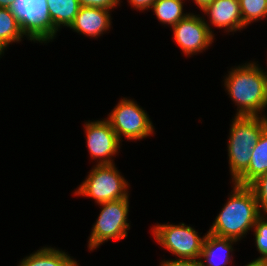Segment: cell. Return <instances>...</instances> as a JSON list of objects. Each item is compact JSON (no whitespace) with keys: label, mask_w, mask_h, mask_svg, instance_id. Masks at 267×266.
<instances>
[{"label":"cell","mask_w":267,"mask_h":266,"mask_svg":"<svg viewBox=\"0 0 267 266\" xmlns=\"http://www.w3.org/2000/svg\"><path fill=\"white\" fill-rule=\"evenodd\" d=\"M200 10L209 5L213 0H193Z\"/></svg>","instance_id":"d4e9b609"},{"label":"cell","mask_w":267,"mask_h":266,"mask_svg":"<svg viewBox=\"0 0 267 266\" xmlns=\"http://www.w3.org/2000/svg\"><path fill=\"white\" fill-rule=\"evenodd\" d=\"M67 253L51 246H45L25 256L17 266H71L75 259Z\"/></svg>","instance_id":"9a60e30c"},{"label":"cell","mask_w":267,"mask_h":266,"mask_svg":"<svg viewBox=\"0 0 267 266\" xmlns=\"http://www.w3.org/2000/svg\"><path fill=\"white\" fill-rule=\"evenodd\" d=\"M14 0H0V8H11Z\"/></svg>","instance_id":"484cf974"},{"label":"cell","mask_w":267,"mask_h":266,"mask_svg":"<svg viewBox=\"0 0 267 266\" xmlns=\"http://www.w3.org/2000/svg\"><path fill=\"white\" fill-rule=\"evenodd\" d=\"M71 266H80L77 261H75Z\"/></svg>","instance_id":"f1b7e54d"},{"label":"cell","mask_w":267,"mask_h":266,"mask_svg":"<svg viewBox=\"0 0 267 266\" xmlns=\"http://www.w3.org/2000/svg\"><path fill=\"white\" fill-rule=\"evenodd\" d=\"M253 191L261 213L267 214V172L248 185Z\"/></svg>","instance_id":"44dd1931"},{"label":"cell","mask_w":267,"mask_h":266,"mask_svg":"<svg viewBox=\"0 0 267 266\" xmlns=\"http://www.w3.org/2000/svg\"><path fill=\"white\" fill-rule=\"evenodd\" d=\"M267 214L262 213L253 226L255 246L260 256L254 261H267Z\"/></svg>","instance_id":"ffe728a7"},{"label":"cell","mask_w":267,"mask_h":266,"mask_svg":"<svg viewBox=\"0 0 267 266\" xmlns=\"http://www.w3.org/2000/svg\"><path fill=\"white\" fill-rule=\"evenodd\" d=\"M134 99L121 98L114 109L105 118L117 134L129 140H142L155 133L154 125L145 112Z\"/></svg>","instance_id":"52a82bcc"},{"label":"cell","mask_w":267,"mask_h":266,"mask_svg":"<svg viewBox=\"0 0 267 266\" xmlns=\"http://www.w3.org/2000/svg\"><path fill=\"white\" fill-rule=\"evenodd\" d=\"M267 172V128L251 152L247 170L234 182L238 185H249Z\"/></svg>","instance_id":"5bb4252c"},{"label":"cell","mask_w":267,"mask_h":266,"mask_svg":"<svg viewBox=\"0 0 267 266\" xmlns=\"http://www.w3.org/2000/svg\"><path fill=\"white\" fill-rule=\"evenodd\" d=\"M244 266H267V261H254L247 263Z\"/></svg>","instance_id":"4316f807"},{"label":"cell","mask_w":267,"mask_h":266,"mask_svg":"<svg viewBox=\"0 0 267 266\" xmlns=\"http://www.w3.org/2000/svg\"><path fill=\"white\" fill-rule=\"evenodd\" d=\"M86 144L90 157L97 164H113V157L121 148V141L106 119L87 121L84 124ZM98 159V160H97Z\"/></svg>","instance_id":"30bf717a"},{"label":"cell","mask_w":267,"mask_h":266,"mask_svg":"<svg viewBox=\"0 0 267 266\" xmlns=\"http://www.w3.org/2000/svg\"><path fill=\"white\" fill-rule=\"evenodd\" d=\"M128 181L113 164H96L75 190L77 196L93 198L98 204L129 198Z\"/></svg>","instance_id":"277c9868"},{"label":"cell","mask_w":267,"mask_h":266,"mask_svg":"<svg viewBox=\"0 0 267 266\" xmlns=\"http://www.w3.org/2000/svg\"><path fill=\"white\" fill-rule=\"evenodd\" d=\"M22 33L16 17L9 8H0V47L7 50L12 43L21 42Z\"/></svg>","instance_id":"ac0fdd59"},{"label":"cell","mask_w":267,"mask_h":266,"mask_svg":"<svg viewBox=\"0 0 267 266\" xmlns=\"http://www.w3.org/2000/svg\"><path fill=\"white\" fill-rule=\"evenodd\" d=\"M226 75L224 86L237 106L235 116H265L262 112L267 107V70L250 61L232 67Z\"/></svg>","instance_id":"6da1fadb"},{"label":"cell","mask_w":267,"mask_h":266,"mask_svg":"<svg viewBox=\"0 0 267 266\" xmlns=\"http://www.w3.org/2000/svg\"><path fill=\"white\" fill-rule=\"evenodd\" d=\"M151 228L155 241L179 259H199L206 234L199 236L196 229L185 223L156 224Z\"/></svg>","instance_id":"ba28073f"},{"label":"cell","mask_w":267,"mask_h":266,"mask_svg":"<svg viewBox=\"0 0 267 266\" xmlns=\"http://www.w3.org/2000/svg\"><path fill=\"white\" fill-rule=\"evenodd\" d=\"M175 43L187 56L207 50L214 43L215 35L209 22L200 14H189L172 27Z\"/></svg>","instance_id":"9c48e42d"},{"label":"cell","mask_w":267,"mask_h":266,"mask_svg":"<svg viewBox=\"0 0 267 266\" xmlns=\"http://www.w3.org/2000/svg\"><path fill=\"white\" fill-rule=\"evenodd\" d=\"M239 4L245 26L267 19V0H239Z\"/></svg>","instance_id":"d6986e66"},{"label":"cell","mask_w":267,"mask_h":266,"mask_svg":"<svg viewBox=\"0 0 267 266\" xmlns=\"http://www.w3.org/2000/svg\"><path fill=\"white\" fill-rule=\"evenodd\" d=\"M226 204L217 214L208 233L234 240L246 237L252 231L256 219L262 214L258 208L257 200L248 185L232 183Z\"/></svg>","instance_id":"7a4b0ae2"},{"label":"cell","mask_w":267,"mask_h":266,"mask_svg":"<svg viewBox=\"0 0 267 266\" xmlns=\"http://www.w3.org/2000/svg\"><path fill=\"white\" fill-rule=\"evenodd\" d=\"M129 198L104 202L88 238V250H96L110 239L122 240L128 236ZM129 222V223H128Z\"/></svg>","instance_id":"5b68a950"},{"label":"cell","mask_w":267,"mask_h":266,"mask_svg":"<svg viewBox=\"0 0 267 266\" xmlns=\"http://www.w3.org/2000/svg\"><path fill=\"white\" fill-rule=\"evenodd\" d=\"M201 11L209 17L210 25L223 28L226 33L234 34L247 28L243 23L239 0H213Z\"/></svg>","instance_id":"8fae6325"},{"label":"cell","mask_w":267,"mask_h":266,"mask_svg":"<svg viewBox=\"0 0 267 266\" xmlns=\"http://www.w3.org/2000/svg\"><path fill=\"white\" fill-rule=\"evenodd\" d=\"M10 9L28 40L45 44L56 38L47 0H14Z\"/></svg>","instance_id":"8992f818"},{"label":"cell","mask_w":267,"mask_h":266,"mask_svg":"<svg viewBox=\"0 0 267 266\" xmlns=\"http://www.w3.org/2000/svg\"><path fill=\"white\" fill-rule=\"evenodd\" d=\"M111 20V10L80 7L69 28L84 36L97 38L111 29Z\"/></svg>","instance_id":"7c38bea8"},{"label":"cell","mask_w":267,"mask_h":266,"mask_svg":"<svg viewBox=\"0 0 267 266\" xmlns=\"http://www.w3.org/2000/svg\"><path fill=\"white\" fill-rule=\"evenodd\" d=\"M47 4L51 22L57 31L62 26L69 28L80 8L78 0H47Z\"/></svg>","instance_id":"2e32d148"},{"label":"cell","mask_w":267,"mask_h":266,"mask_svg":"<svg viewBox=\"0 0 267 266\" xmlns=\"http://www.w3.org/2000/svg\"><path fill=\"white\" fill-rule=\"evenodd\" d=\"M156 1L157 0H127L131 7L141 12L145 10L149 11Z\"/></svg>","instance_id":"cb8c5ba5"},{"label":"cell","mask_w":267,"mask_h":266,"mask_svg":"<svg viewBox=\"0 0 267 266\" xmlns=\"http://www.w3.org/2000/svg\"><path fill=\"white\" fill-rule=\"evenodd\" d=\"M184 0H157L151 7L159 22L173 27L189 13H184Z\"/></svg>","instance_id":"e0dca14e"},{"label":"cell","mask_w":267,"mask_h":266,"mask_svg":"<svg viewBox=\"0 0 267 266\" xmlns=\"http://www.w3.org/2000/svg\"><path fill=\"white\" fill-rule=\"evenodd\" d=\"M237 242V240L218 237L207 232L199 258L202 265L227 266L230 262L232 264L233 255H230V253H233V245Z\"/></svg>","instance_id":"4fadbf2b"},{"label":"cell","mask_w":267,"mask_h":266,"mask_svg":"<svg viewBox=\"0 0 267 266\" xmlns=\"http://www.w3.org/2000/svg\"><path fill=\"white\" fill-rule=\"evenodd\" d=\"M159 266H203L200 259H172L162 260Z\"/></svg>","instance_id":"603a6c76"},{"label":"cell","mask_w":267,"mask_h":266,"mask_svg":"<svg viewBox=\"0 0 267 266\" xmlns=\"http://www.w3.org/2000/svg\"><path fill=\"white\" fill-rule=\"evenodd\" d=\"M4 50L0 47V58H1V56H2V54H4Z\"/></svg>","instance_id":"83f0119b"},{"label":"cell","mask_w":267,"mask_h":266,"mask_svg":"<svg viewBox=\"0 0 267 266\" xmlns=\"http://www.w3.org/2000/svg\"><path fill=\"white\" fill-rule=\"evenodd\" d=\"M227 143L231 182H235L248 168L251 152L267 128L266 116H234Z\"/></svg>","instance_id":"3957f363"},{"label":"cell","mask_w":267,"mask_h":266,"mask_svg":"<svg viewBox=\"0 0 267 266\" xmlns=\"http://www.w3.org/2000/svg\"><path fill=\"white\" fill-rule=\"evenodd\" d=\"M80 7H95L112 10L121 4V0H78Z\"/></svg>","instance_id":"7402d4cb"}]
</instances>
